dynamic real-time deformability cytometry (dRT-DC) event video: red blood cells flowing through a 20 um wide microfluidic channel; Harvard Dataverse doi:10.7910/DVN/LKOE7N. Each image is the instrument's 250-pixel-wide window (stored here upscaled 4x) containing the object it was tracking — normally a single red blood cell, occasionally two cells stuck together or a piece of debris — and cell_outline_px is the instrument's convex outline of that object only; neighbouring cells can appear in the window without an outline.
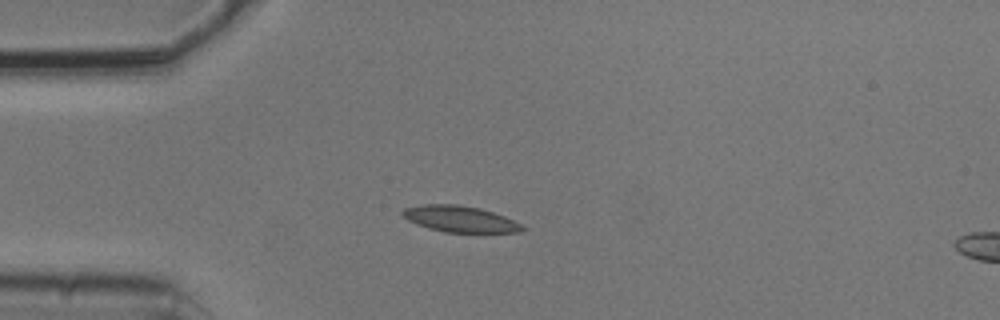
{"species": "common noctule bat (a hibernating species)", "species_latin": "Nyctalus noctula", "temperature_condition": "cold", "stored_images_in_passage": 4, "camera_frame_rate_fps": 3000, "um_per_image_px": 0.085, "animal": {"sex": "male", "body_mass_g": 20.5, "forearm_length_mm": 52.5}, "frame": {"image": 1, "passage_image": 3, "time_ms": 0.667, "image_size_px": [1000, 320], "cell_outline_px": [[524, 228], [520, 232], [444, 232], [428, 228], [416, 224], [408, 220], [400, 212], [404, 208], [420, 204], [456, 204], [480, 208], [504, 216], [520, 224]], "centroid_in_image_um": [39.04, 18.6], "position_along_channel_um": 46.0, "area_um2": 18.15}}